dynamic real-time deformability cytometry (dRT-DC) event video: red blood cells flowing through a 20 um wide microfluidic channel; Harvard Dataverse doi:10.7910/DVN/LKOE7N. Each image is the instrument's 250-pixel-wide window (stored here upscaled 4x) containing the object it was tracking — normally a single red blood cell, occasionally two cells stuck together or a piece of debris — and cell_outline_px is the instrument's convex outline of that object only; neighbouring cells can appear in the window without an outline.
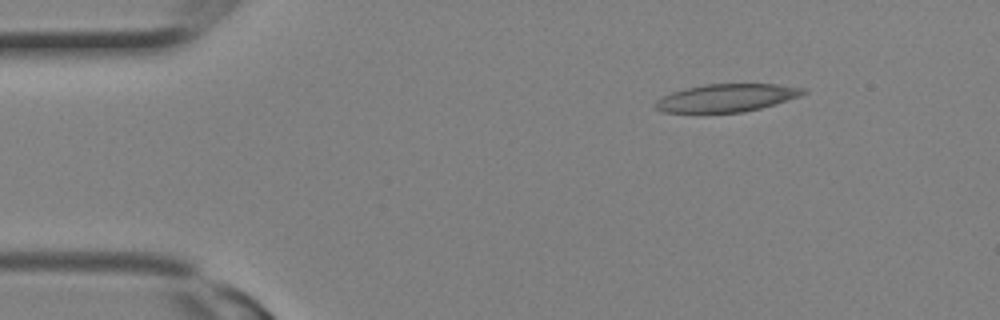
{"species": "Egyptian fruit bat (a non-hibernating species)", "species_latin": "Rousettus aegyptiacus", "temperature_condition": "room temperature", "stored_images_in_passage": 2, "camera_frame_rate_fps": 3000, "um_per_image_px": 0.085, "animal": {"sex": "female"}, "frame": {"image": 1, "passage_image": 2, "time_ms": 0.333, "image_size_px": [1000, 320], "cell_outline_px": [[808, 92], [800, 96], [760, 108], [744, 112], [664, 112], [656, 108], [652, 104], [656, 100], [672, 92], [704, 84], [776, 84], [808, 88]], "centroid_in_image_um": [61.79, 8.31], "position_along_channel_um": 23.2, "area_um2": 23.81}}